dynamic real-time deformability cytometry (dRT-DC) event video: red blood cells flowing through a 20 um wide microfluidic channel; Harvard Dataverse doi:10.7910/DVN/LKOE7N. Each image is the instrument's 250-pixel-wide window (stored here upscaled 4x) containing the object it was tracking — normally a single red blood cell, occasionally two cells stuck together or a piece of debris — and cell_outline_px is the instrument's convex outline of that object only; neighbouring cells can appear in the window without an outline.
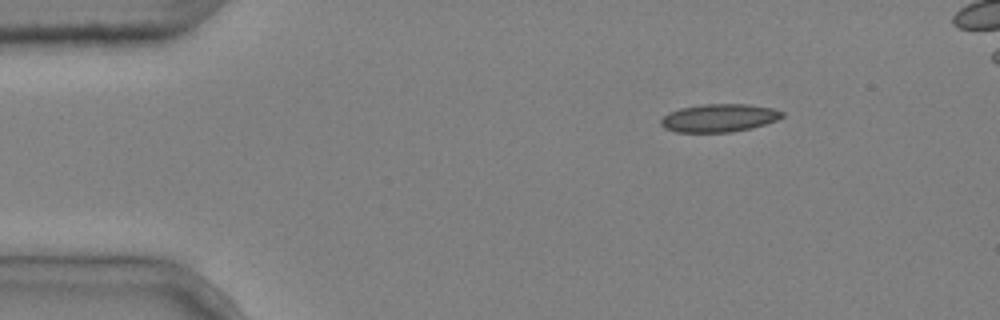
{"species": "common noctule bat (a hibernating species)", "species_latin": "Nyctalus noctula", "temperature_condition": "cold", "stored_images_in_passage": 5, "segment_of_instrument_passage": [2, 2], "camera_frame_rate_fps": 3000, "um_per_image_px": 0.085, "animal": {"sex": "male", "body_mass_g": 20.4}, "frame": {"image": 1, "passage_image": 5, "time_ms": 1.333, "image_size_px": [1000, 320], "cell_outline_px": [[784, 116], [776, 120], [752, 128], [732, 132], [676, 132], [664, 128], [660, 124], [660, 120], [668, 112], [680, 108], [704, 104], [748, 104], [772, 108], [784, 112]], "centroid_in_image_um": [61.11, 10.02], "position_along_channel_um": 23.9, "area_um2": 19.83}}